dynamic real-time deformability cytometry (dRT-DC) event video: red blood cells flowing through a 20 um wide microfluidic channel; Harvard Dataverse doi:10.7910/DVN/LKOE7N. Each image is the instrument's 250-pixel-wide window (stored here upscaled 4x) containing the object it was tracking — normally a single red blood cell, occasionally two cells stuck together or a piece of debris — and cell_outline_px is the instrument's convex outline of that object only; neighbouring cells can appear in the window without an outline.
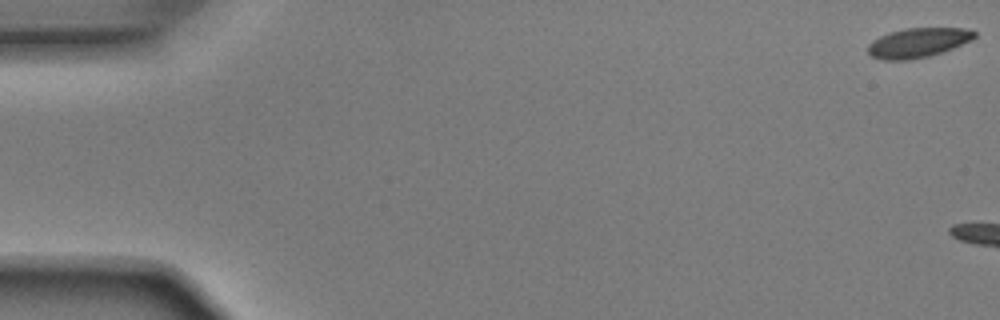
{"species": "Egyptian fruit bat (a non-hibernating species)", "species_latin": "Rousettus aegyptiacus", "temperature_condition": "room temperature", "stored_images_in_passage": 8, "camera_frame_rate_fps": 3000, "um_per_image_px": 0.085, "animal": {"sex": "male"}, "frame": {"image": 1, "passage_image": 1, "time_ms": 0.0, "image_size_px": [1000, 320], "cell_outline_px": [[976, 36], [972, 40], [952, 48], [928, 56], [908, 60], [880, 60], [872, 56], [868, 52], [868, 44], [872, 40], [880, 36], [892, 32], [908, 28], [964, 28], [976, 32]], "centroid_in_image_um": [78.01, 3.63], "position_along_channel_um": 7.0, "area_um2": 18.15}}